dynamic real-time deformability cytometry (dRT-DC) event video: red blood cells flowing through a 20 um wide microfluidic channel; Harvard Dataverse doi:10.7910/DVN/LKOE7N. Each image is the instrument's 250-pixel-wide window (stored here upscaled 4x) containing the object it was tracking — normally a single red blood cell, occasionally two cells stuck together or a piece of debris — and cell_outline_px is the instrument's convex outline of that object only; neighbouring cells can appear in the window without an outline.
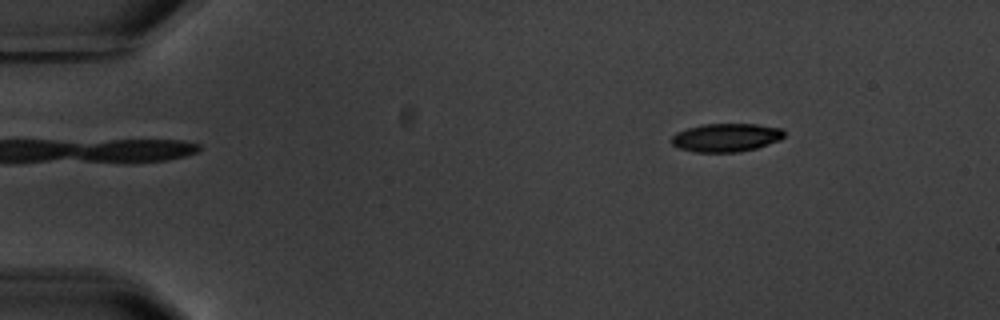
{"species": "common noctule bat (a hibernating species)", "species_latin": "Nyctalus noctula", "temperature_condition": "warm", "stored_images_in_passage": 6, "camera_frame_rate_fps": 3000, "um_per_image_px": 0.085, "animal": {"sex": "male", "body_mass_g": 20.1, "forearm_length_mm": 53.5}, "frame": {"image": 1, "passage_image": 1, "time_ms": 0.0, "image_size_px": [1000, 320], "cell_outline_px": [[784, 136], [780, 140], [756, 148], [740, 152], [696, 152], [680, 148], [672, 144], [672, 136], [676, 132], [688, 128], [704, 124], [756, 124], [784, 128]], "centroid_in_image_um": [61.75, 11.69], "position_along_channel_um": 23.2, "area_um2": 18.61}}
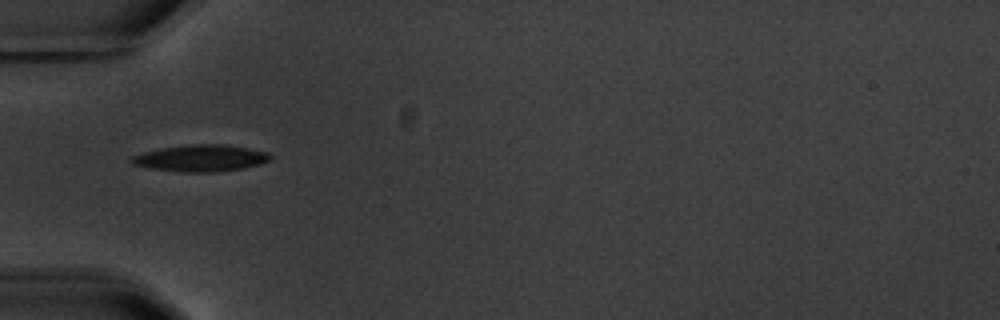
{"frame": {"image": 2, "passage_image": 4, "time_ms": 3.667, "image_size_px": [1000, 320], "cell_outline_px": [[272, 156], [268, 160], [260, 164], [244, 168], [216, 172], [180, 172], [148, 168], [132, 164], [128, 160], [132, 156], [144, 152], [164, 148], [192, 144], [228, 144], [268, 152]], "centroid_in_image_um": [17.06, 13.45], "position_along_channel_um": 67.9, "area_um2": 21.62}}
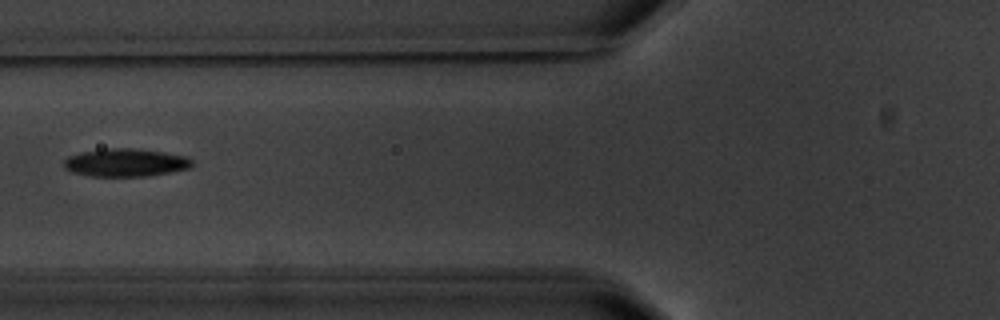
{"frame": {"image": 3, "passage_image": 5, "time_ms": 5.0, "image_size_px": [1000, 320], "cell_outline_px": [[192, 164], [188, 168], [148, 176], [88, 176], [72, 172], [64, 168], [64, 160], [68, 156], [84, 152], [108, 148], [132, 148], [164, 152], [188, 156], [192, 160]], "centroid_in_image_um": [10.66, 13.82], "position_along_channel_um": 115.1, "area_um2": 20.75}}